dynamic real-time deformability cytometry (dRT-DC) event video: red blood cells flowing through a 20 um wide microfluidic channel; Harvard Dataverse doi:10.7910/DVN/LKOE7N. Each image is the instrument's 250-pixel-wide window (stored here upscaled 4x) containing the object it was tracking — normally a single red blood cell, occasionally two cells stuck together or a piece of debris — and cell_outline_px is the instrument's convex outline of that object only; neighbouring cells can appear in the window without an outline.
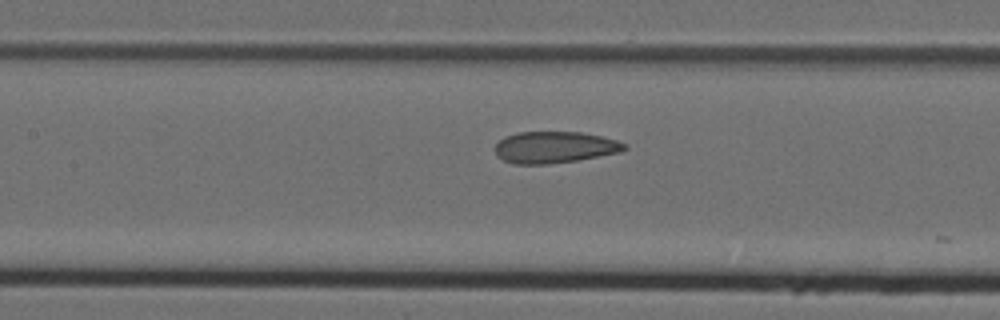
{"species": "Egyptian fruit bat (a non-hibernating species)", "species_latin": "Rousettus aegyptiacus", "temperature_condition": "cold", "stored_images_in_passage": 8, "camera_frame_rate_fps": 3000, "um_per_image_px": 0.085, "animal": {"sex": "female"}, "frame": {"image": 1, "passage_image": 8, "time_ms": 2.333, "image_size_px": [1000, 320], "cell_outline_px": [[628, 148], [620, 152], [576, 160], [548, 164], [512, 164], [496, 156], [496, 144], [504, 136], [520, 132], [580, 132], [600, 136], [616, 140], [628, 144]], "centroid_in_image_um": [47.13, 12.52], "position_along_channel_um": 160.3, "area_um2": 23.76}}